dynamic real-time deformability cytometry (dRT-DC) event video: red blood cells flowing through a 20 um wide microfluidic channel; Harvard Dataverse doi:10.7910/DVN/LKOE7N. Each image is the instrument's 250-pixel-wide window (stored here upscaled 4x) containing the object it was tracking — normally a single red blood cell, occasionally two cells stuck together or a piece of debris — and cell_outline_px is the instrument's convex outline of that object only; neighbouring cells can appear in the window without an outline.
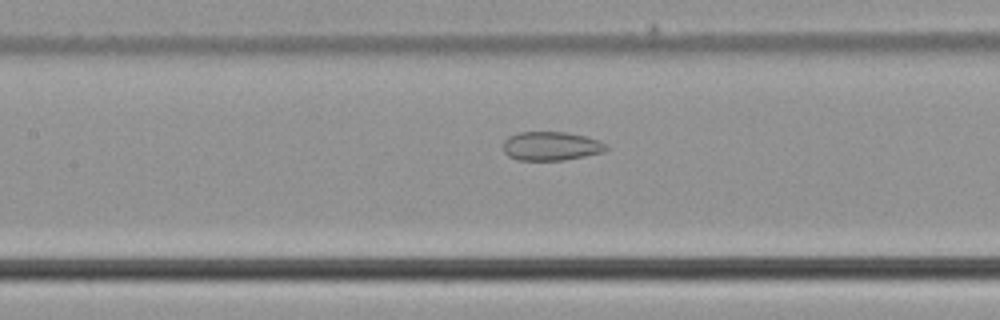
{"species": "common noctule bat (a hibernating species)", "species_latin": "Nyctalus noctula", "temperature_condition": "cold", "stored_images_in_passage": 50, "camera_frame_rate_fps": 3000, "um_per_image_px": 0.085, "animal": {"sex": "male", "body_mass_g": 21.5, "forearm_length_mm": 52.0}, "frame": {"image": 1, "passage_image": 23, "time_ms": 7.333, "image_size_px": [1000, 320], "cell_outline_px": [[608, 148], [604, 152], [564, 160], [520, 160], [508, 156], [504, 152], [504, 140], [508, 136], [520, 132], [568, 132], [600, 140], [608, 144]], "centroid_in_image_um": [46.87, 12.41], "position_along_channel_um": 160.5, "area_um2": 17.4}}
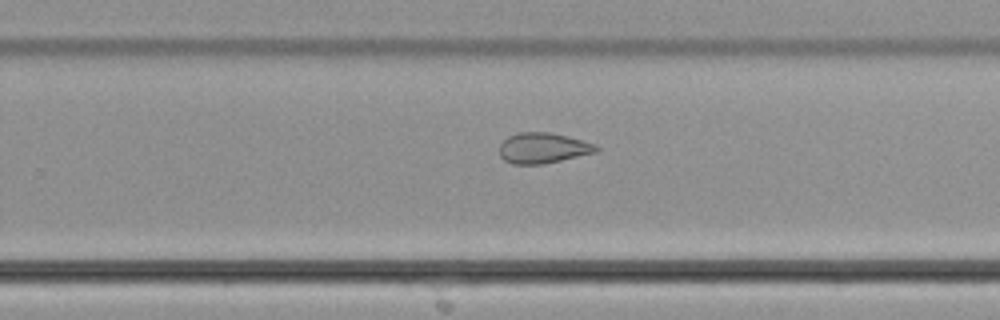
{"frame": {"image": 2, "passage_image": 32, "time_ms": 10.333, "image_size_px": [1000, 320], "cell_outline_px": [[600, 148], [596, 152], [544, 164], [512, 164], [504, 160], [500, 156], [500, 144], [508, 136], [516, 132], [552, 132], [568, 136], [596, 144]], "centroid_in_image_um": [46.15, 12.57], "position_along_channel_um": 283.7, "area_um2": 17.34}}
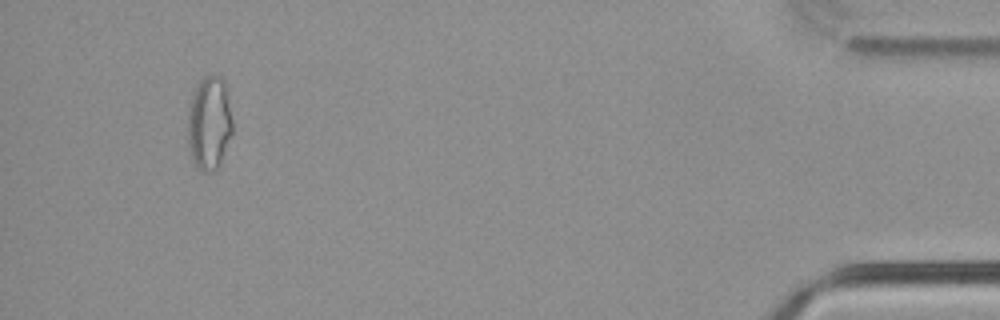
{"frame": {"image": 3, "passage_image": 47, "time_ms": 15.333, "image_size_px": [1000, 320], "cell_outline_px": [[232, 136], [216, 172], [204, 172], [196, 168], [192, 156], [188, 140], [188, 112], [192, 96], [196, 84], [204, 76], [220, 76], [224, 80], [232, 120]], "centroid_in_image_um": [17.79, 10.49], "position_along_channel_um": 417.4, "area_um2": 24.45}}